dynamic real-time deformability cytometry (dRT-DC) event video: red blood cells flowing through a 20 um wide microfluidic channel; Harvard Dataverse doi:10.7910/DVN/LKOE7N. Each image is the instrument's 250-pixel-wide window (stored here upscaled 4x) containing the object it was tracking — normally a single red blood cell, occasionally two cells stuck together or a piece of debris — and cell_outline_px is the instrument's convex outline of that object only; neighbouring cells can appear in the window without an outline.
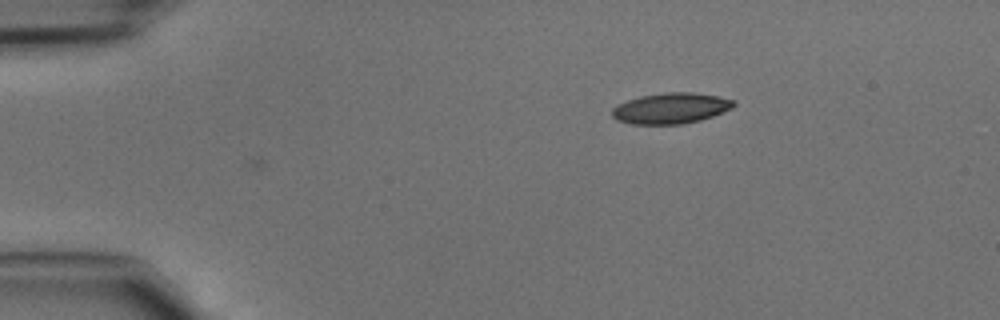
{"species": "common noctule bat (a hibernating species)", "species_latin": "Nyctalus noctula", "temperature_condition": "cold", "stored_images_in_passage": 7, "camera_frame_rate_fps": 3000, "um_per_image_px": 0.085, "animal": {"sex": "male", "body_mass_g": 15.6}, "frame": {"image": 1, "passage_image": 7, "time_ms": 2.0, "image_size_px": [1000, 320], "cell_outline_px": [[736, 104], [732, 108], [712, 116], [700, 120], [684, 124], [632, 124], [616, 120], [612, 116], [612, 108], [628, 100], [640, 96], [664, 92], [692, 92], [720, 96], [736, 100]], "centroid_in_image_um": [57.05, 9.2], "position_along_channel_um": 28.0, "area_um2": 21.91}}